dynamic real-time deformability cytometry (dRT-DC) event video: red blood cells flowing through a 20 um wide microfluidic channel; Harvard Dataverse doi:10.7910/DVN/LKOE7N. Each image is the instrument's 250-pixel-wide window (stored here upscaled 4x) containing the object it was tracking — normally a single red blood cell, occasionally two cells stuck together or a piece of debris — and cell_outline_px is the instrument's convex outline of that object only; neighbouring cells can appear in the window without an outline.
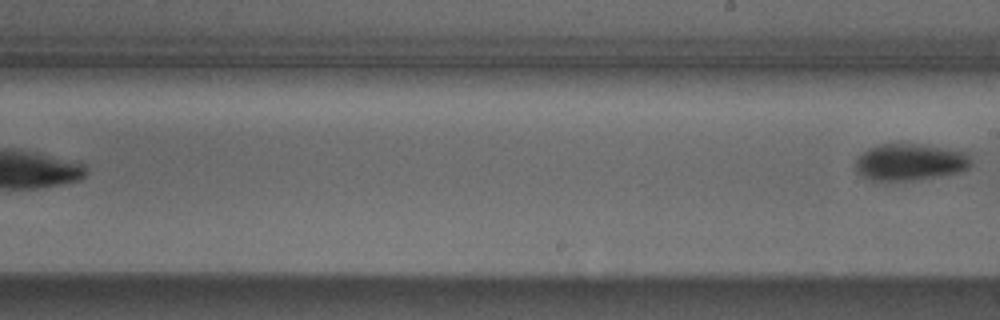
{"species": "Egyptian fruit bat (a non-hibernating species)", "species_latin": "Rousettus aegyptiacus", "temperature_condition": "cold", "stored_images_in_passage": 10, "segment_of_instrument_passage": [2, 2], "camera_frame_rate_fps": 3000, "um_per_image_px": 0.085, "animal": {"sex": "male"}, "frame": {"image": 1, "passage_image": 10, "time_ms": 11.333, "image_size_px": [1000, 320], "cell_outline_px": [[972, 164], [968, 168], [960, 172], [940, 176], [908, 180], [872, 180], [856, 172], [856, 160], [860, 152], [868, 148], [880, 144], [920, 144], [964, 152], [968, 156]], "centroid_in_image_um": [77.31, 13.77], "position_along_channel_um": 211.7, "area_um2": 24.51}}